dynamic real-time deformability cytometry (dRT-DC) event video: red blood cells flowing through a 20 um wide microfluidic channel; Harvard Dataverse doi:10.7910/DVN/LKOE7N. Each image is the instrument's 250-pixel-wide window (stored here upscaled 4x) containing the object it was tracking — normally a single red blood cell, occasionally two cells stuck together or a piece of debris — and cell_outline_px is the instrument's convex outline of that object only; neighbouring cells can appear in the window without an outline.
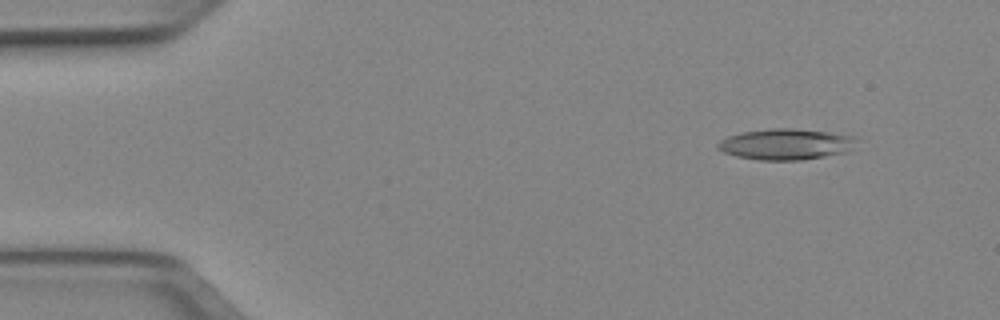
{"species": "Egyptian fruit bat (a non-hibernating species)", "species_latin": "Rousettus aegyptiacus", "temperature_condition": "cold", "stored_images_in_passage": 50, "camera_frame_rate_fps": 3000, "um_per_image_px": 0.085, "animal": {"sex": "female"}, "frame": {"image": 1, "passage_image": 5, "time_ms": 1.333, "image_size_px": [1000, 320], "cell_outline_px": [[860, 140], [848, 152], [800, 160], [760, 160], [736, 156], [724, 152], [716, 148], [716, 144], [720, 140], [728, 136], [744, 132], [772, 128], [792, 128], [828, 132], [852, 136]], "centroid_in_image_um": [66.81, 12.26], "position_along_channel_um": 18.2, "area_um2": 25.03}}
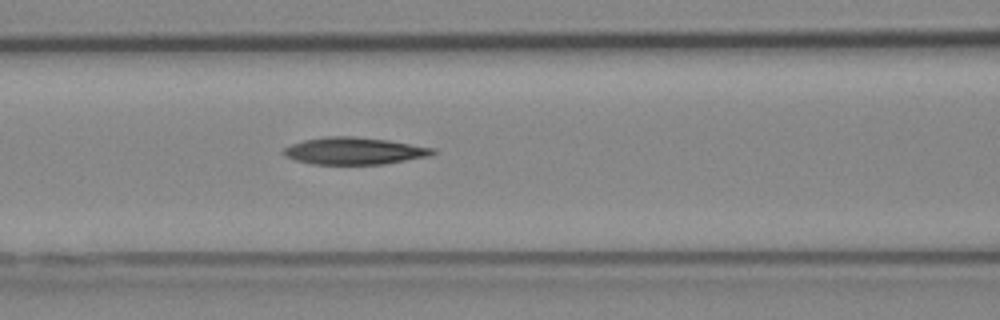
{"frame": {"image": 2, "passage_image": 21, "time_ms": 6.667, "image_size_px": [1000, 320], "cell_outline_px": [[436, 152], [432, 156], [384, 164], [312, 164], [296, 160], [284, 156], [280, 152], [284, 148], [292, 144], [304, 140], [324, 136], [352, 136], [388, 140], [436, 148]], "centroid_in_image_um": [30.12, 12.83], "position_along_channel_um": 136.5, "area_um2": 23.76}}
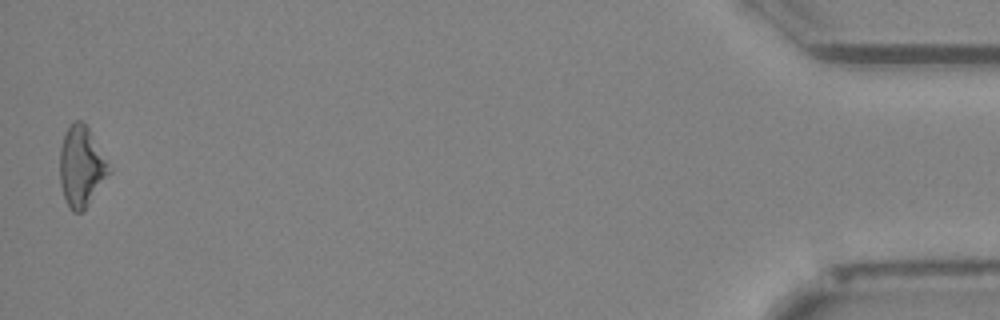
{"frame": {"image": 3, "passage_image": 50, "time_ms": 16.333, "image_size_px": [1000, 320], "cell_outline_px": [[112, 172], [84, 212], [72, 212], [68, 208], [60, 184], [60, 148], [64, 132], [76, 120], [80, 120], [88, 128], [112, 168]], "centroid_in_image_um": [6.93, 14.21], "position_along_channel_um": 428.3, "area_um2": 23.35}, "authors_computed_cell_mechanics": {"area_um2": 23.4379, "velocity_mm_per_s": 3.9773, "shape_relaxation_time_tau1_ms": 9.1617, "shape_relaxation_time_tau2_ms": null, "deformation_change_tau1": 0.2176, "deformation_change_tau2": null}}